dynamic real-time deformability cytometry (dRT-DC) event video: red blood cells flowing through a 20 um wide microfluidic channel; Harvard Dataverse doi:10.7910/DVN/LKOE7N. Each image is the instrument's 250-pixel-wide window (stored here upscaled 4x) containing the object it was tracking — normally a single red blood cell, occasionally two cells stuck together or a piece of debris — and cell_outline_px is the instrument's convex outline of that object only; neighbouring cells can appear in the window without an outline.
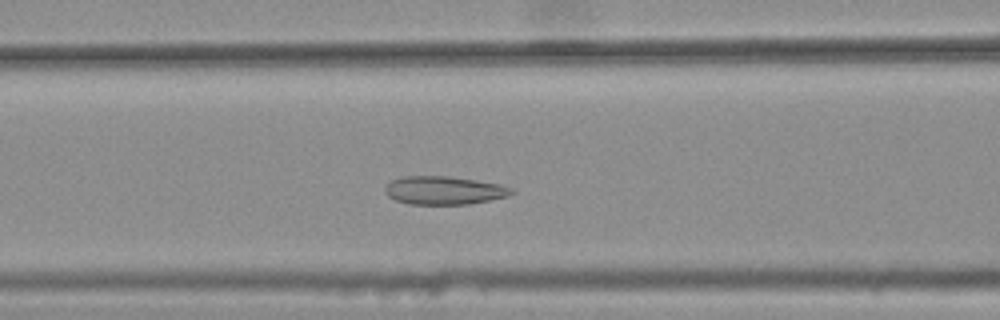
{"species": "common noctule bat (a hibernating species)", "species_latin": "Nyctalus noctula", "temperature_condition": "warm", "stored_images_in_passage": 40, "camera_frame_rate_fps": 3000, "um_per_image_px": 0.085, "animal": {"sex": "female", "body_mass_g": 25.1}, "frame": {"image": 1, "passage_image": 18, "time_ms": 5.667, "image_size_px": [1000, 320], "cell_outline_px": [[516, 192], [508, 196], [468, 204], [408, 204], [396, 200], [388, 196], [384, 192], [384, 188], [392, 180], [404, 176], [448, 176], [476, 180], [496, 184], [512, 188]], "centroid_in_image_um": [37.72, 16.18], "position_along_channel_um": 128.9, "area_um2": 20.69}}
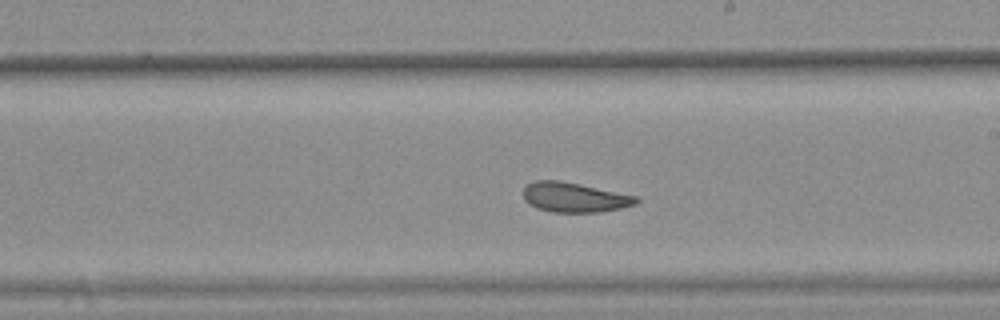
{"frame": {"image": 2, "passage_image": 27, "time_ms": 8.667, "image_size_px": [1000, 320], "cell_outline_px": [[640, 200], [636, 204], [620, 208], [600, 212], [552, 212], [536, 208], [528, 204], [524, 200], [524, 188], [528, 184], [536, 180], [560, 180], [640, 196]], "centroid_in_image_um": [48.85, 16.77], "position_along_channel_um": 240.1, "area_um2": 19.77}}
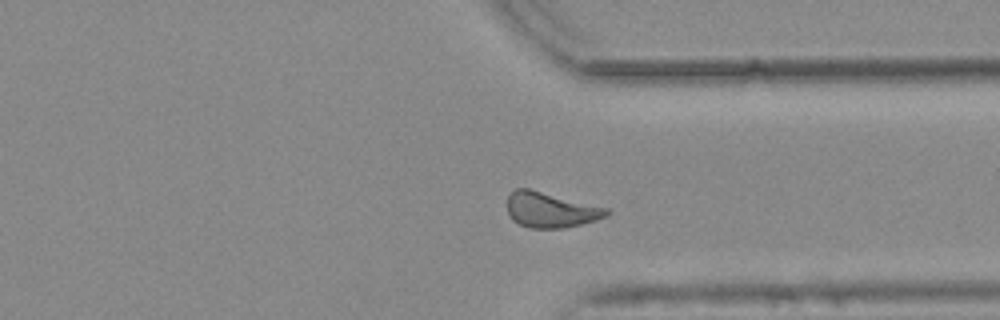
{"frame": {"image": 3, "passage_image": 37, "time_ms": 12.0, "image_size_px": [1000, 320], "cell_outline_px": [[612, 212], [608, 216], [596, 220], [564, 228], [528, 228], [512, 220], [508, 212], [508, 196], [516, 188], [528, 188], [608, 208]], "centroid_in_image_um": [46.82, 17.85], "position_along_channel_um": 364.6, "area_um2": 20.4}, "authors_computed_cell_mechanics": {"area_um2": 20.5768, "velocity_mm_per_s": 3.7219, "shape_relaxation_time_tau1_ms": null, "shape_relaxation_time_tau2_ms": 1.9487, "deformation_change_tau1": null, "deformation_change_tau2": 0.0791}}